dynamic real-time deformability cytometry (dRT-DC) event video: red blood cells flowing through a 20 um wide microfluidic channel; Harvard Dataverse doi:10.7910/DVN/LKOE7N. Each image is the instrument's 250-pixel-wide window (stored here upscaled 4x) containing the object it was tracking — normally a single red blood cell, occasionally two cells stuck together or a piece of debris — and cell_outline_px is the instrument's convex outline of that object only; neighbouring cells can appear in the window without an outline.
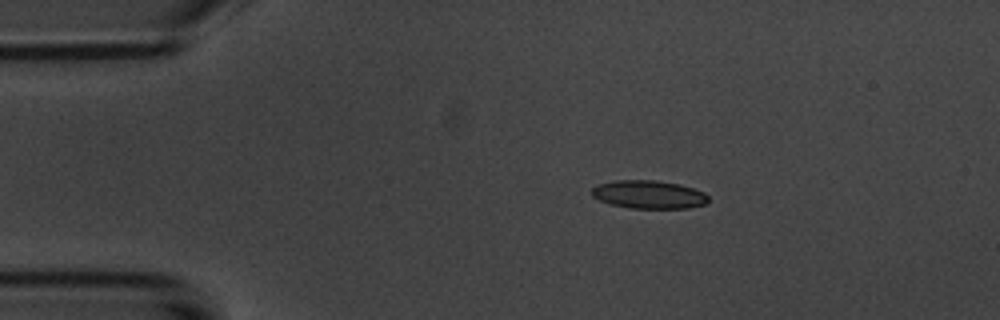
{"species": "common noctule bat (a hibernating species)", "species_latin": "Nyctalus noctula", "temperature_condition": "room temperature", "stored_images_in_passage": 3, "camera_frame_rate_fps": 3000, "um_per_image_px": 0.085, "animal": {"sex": "male", "body_mass_g": 20.1, "forearm_length_mm": 53.5}, "frame": {"image": 1, "passage_image": 1, "time_ms": 0.0, "image_size_px": [1000, 320], "cell_outline_px": [[708, 200], [704, 204], [688, 208], [628, 208], [608, 204], [592, 196], [592, 188], [600, 184], [616, 180], [656, 180], [680, 184], [704, 192], [708, 196]], "centroid_in_image_um": [55.14, 16.53], "position_along_channel_um": 29.9, "area_um2": 19.13}}